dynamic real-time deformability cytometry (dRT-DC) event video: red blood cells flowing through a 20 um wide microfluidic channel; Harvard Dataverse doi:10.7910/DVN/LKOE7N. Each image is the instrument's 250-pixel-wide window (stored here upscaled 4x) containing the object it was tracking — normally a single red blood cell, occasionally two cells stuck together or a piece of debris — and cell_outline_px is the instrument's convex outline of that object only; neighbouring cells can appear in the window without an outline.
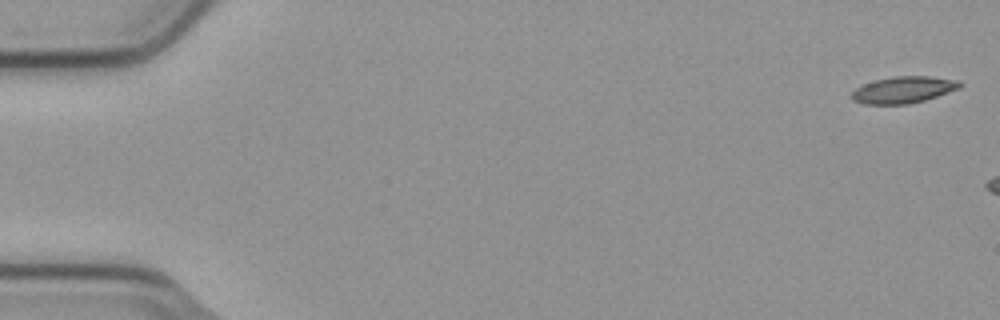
{"species": "common noctule bat (a hibernating species)", "species_latin": "Nyctalus noctula", "temperature_condition": "cold", "stored_images_in_passage": 5, "camera_frame_rate_fps": 3000, "um_per_image_px": 0.085, "animal": {"sex": "male", "body_mass_g": 23.1, "forearm_length_mm": 52.7}, "frame": {"image": 1, "passage_image": 1, "time_ms": 0.0, "image_size_px": [1000, 320], "cell_outline_px": [[964, 84], [960, 88], [924, 100], [908, 104], [864, 104], [852, 100], [852, 92], [856, 88], [864, 84], [876, 80], [892, 76], [928, 76], [960, 80]], "centroid_in_image_um": [76.82, 7.62], "position_along_channel_um": 8.2, "area_um2": 16.76}}